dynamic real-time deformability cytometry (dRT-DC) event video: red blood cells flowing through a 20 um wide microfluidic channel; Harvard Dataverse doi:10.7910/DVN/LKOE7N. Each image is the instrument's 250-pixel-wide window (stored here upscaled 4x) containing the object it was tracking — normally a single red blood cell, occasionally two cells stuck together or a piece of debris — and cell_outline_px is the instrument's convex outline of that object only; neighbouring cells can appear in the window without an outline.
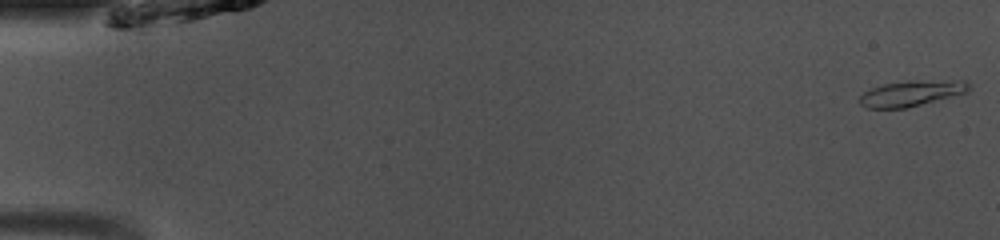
{"species": "common noctule bat (a hibernating species)", "species_latin": "Nyctalus noctula", "temperature_condition": "room temperature", "stored_images_in_passage": 49, "camera_frame_rate_fps": 3000, "um_per_image_px": 0.085, "animal": {"sex": "male", "body_mass_g": 13.0, "forearm_length_mm": 53.1}, "frame": {"image": 1, "passage_image": 1, "time_ms": 0.0, "image_size_px": [1000, 240], "cell_outline_px": [[972, 88], [968, 92], [908, 108], [868, 108], [860, 104], [860, 96], [864, 92], [872, 88], [884, 84], [908, 80], [968, 80], [972, 84]], "centroid_in_image_um": [77.56, 7.91], "position_along_channel_um": 7.4, "area_um2": 16.65}}
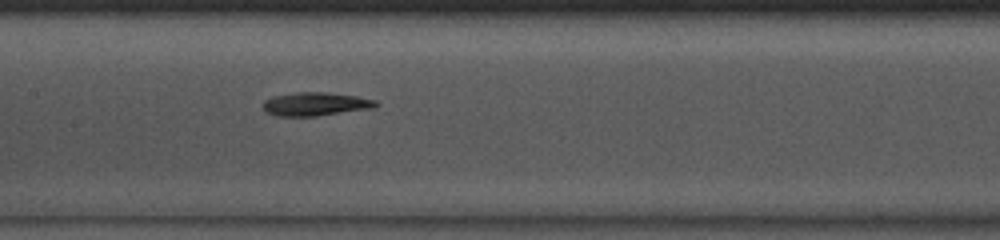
{"frame": {"image": 2, "passage_image": 24, "time_ms": 7.667, "image_size_px": [1000, 240], "cell_outline_px": [[380, 104], [376, 108], [316, 116], [276, 116], [268, 112], [264, 108], [264, 100], [272, 96], [300, 92], [328, 92], [356, 96], [376, 100]], "centroid_in_image_um": [26.88, 8.84], "position_along_channel_um": 180.5, "area_um2": 15.49}}
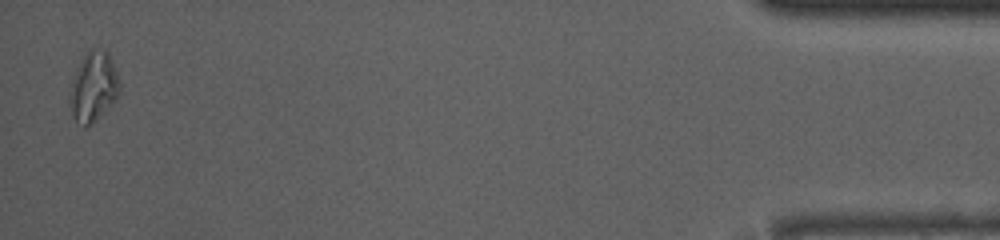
{"frame": {"image": 3, "passage_image": 48, "time_ms": 15.667, "image_size_px": [1000, 240], "cell_outline_px": [[120, 88], [116, 100], [92, 124], [84, 128], [76, 124], [72, 116], [68, 96], [68, 88], [76, 68], [80, 60], [92, 48], [108, 52], [120, 80]], "centroid_in_image_um": [7.9, 7.43], "position_along_channel_um": 427.3, "area_um2": 20.69}, "authors_computed_cell_mechanics": {"area_um2": 15.606, "velocity_mm_per_s": 4.1134, "shape_relaxation_time_tau1_ms": null, "shape_relaxation_time_tau2_ms": 6.1044, "deformation_change_tau1": null, "deformation_change_tau2": 0.1387}}